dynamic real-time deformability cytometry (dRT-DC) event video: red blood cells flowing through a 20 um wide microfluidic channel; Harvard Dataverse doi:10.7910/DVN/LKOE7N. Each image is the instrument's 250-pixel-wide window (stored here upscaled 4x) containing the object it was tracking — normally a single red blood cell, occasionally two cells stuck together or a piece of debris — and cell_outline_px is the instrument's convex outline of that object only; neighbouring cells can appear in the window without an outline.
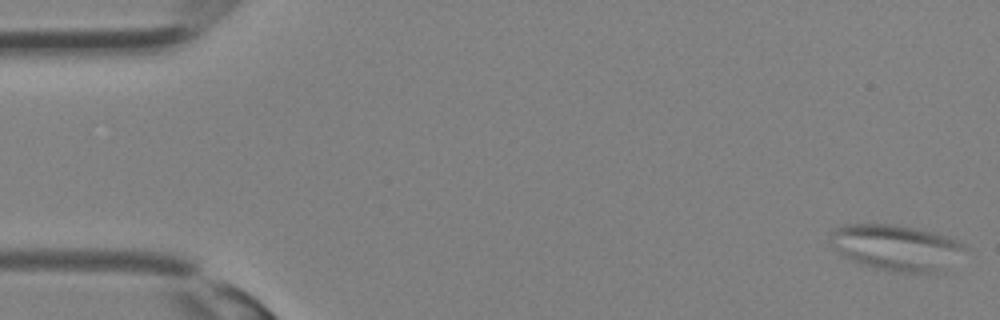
{"species": "Egyptian fruit bat (a non-hibernating species)", "species_latin": "Rousettus aegyptiacus", "temperature_condition": "room temperature", "stored_images_in_passage": 19, "camera_frame_rate_fps": 3000, "um_per_image_px": 0.085, "animal": {"sex": "female"}, "frame": {"image": 1, "passage_image": 1, "time_ms": 0.0, "image_size_px": [1000, 320], "cell_outline_px": [[964, 248], [952, 272], [948, 276], [896, 272], [876, 268], [860, 264], [836, 252], [832, 232], [836, 228], [844, 224], [892, 224], [936, 232], [948, 236], [956, 240]], "centroid_in_image_um": [76.34, 21.11], "position_along_channel_um": 8.7, "area_um2": 36.88}}
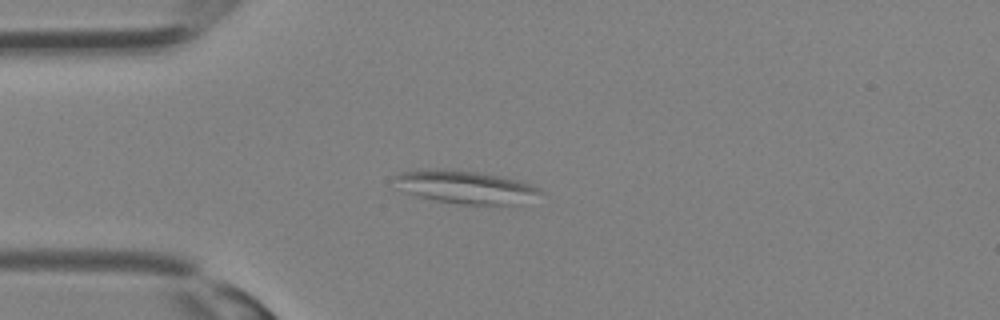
{"frame": {"image": 2, "passage_image": 9, "time_ms": 2.667, "image_size_px": [1000, 320], "cell_outline_px": [[544, 192], [520, 204], [460, 204], [436, 200], [416, 196], [404, 192], [392, 176], [400, 172], [436, 168], [440, 168], [476, 172], [500, 176], [516, 180], [540, 188]], "centroid_in_image_um": [39.53, 15.89], "position_along_channel_um": 45.5, "area_um2": 27.69}}
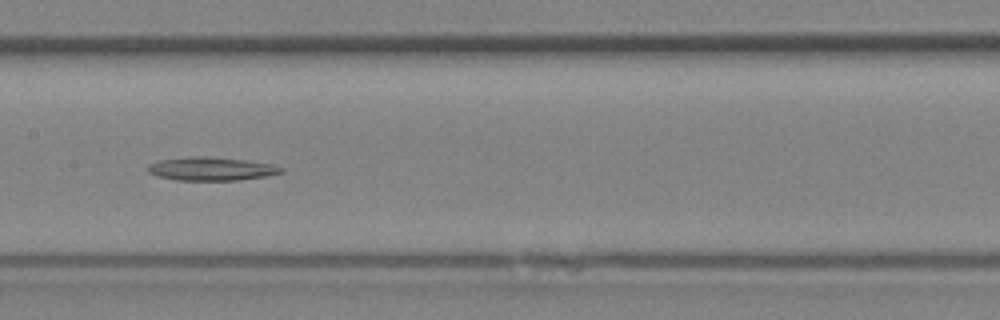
{"frame": {"image": 3, "passage_image": 17, "time_ms": 5.333, "image_size_px": [1000, 320], "cell_outline_px": [[284, 172], [264, 176], [236, 180], [176, 180], [160, 176], [148, 172], [148, 164], [160, 160], [192, 156], [208, 156], [244, 160], [272, 164], [284, 168]], "centroid_in_image_um": [17.96, 14.34], "position_along_channel_um": 189.4, "area_um2": 17.98}}